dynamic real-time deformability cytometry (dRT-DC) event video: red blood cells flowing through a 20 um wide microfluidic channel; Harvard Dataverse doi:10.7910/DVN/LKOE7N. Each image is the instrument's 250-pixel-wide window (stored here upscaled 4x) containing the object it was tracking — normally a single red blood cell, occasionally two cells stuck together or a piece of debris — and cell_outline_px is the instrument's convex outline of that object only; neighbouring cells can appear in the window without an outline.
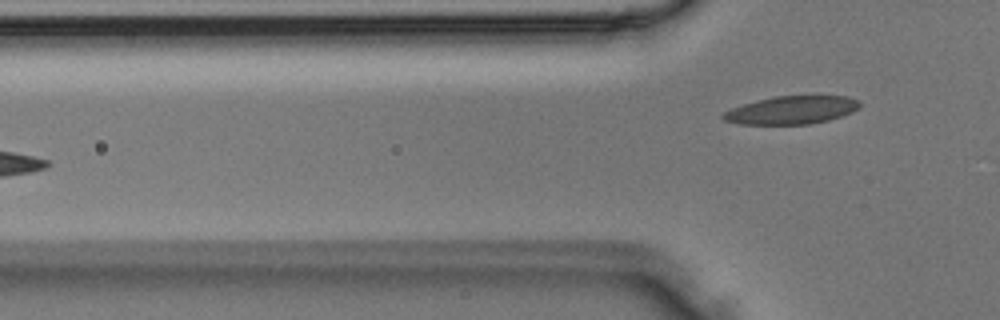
{"species": "Egyptian fruit bat (a non-hibernating species)", "species_latin": "Rousettus aegyptiacus", "temperature_condition": "room temperature", "stored_images_in_passage": 4, "camera_frame_rate_fps": 3000, "um_per_image_px": 0.085, "animal": {"sex": "male"}, "frame": {"image": 1, "passage_image": 4, "time_ms": 1.0, "image_size_px": [1000, 320], "cell_outline_px": [[860, 108], [852, 112], [828, 120], [808, 124], [740, 124], [724, 120], [720, 116], [724, 112], [732, 108], [756, 100], [772, 96], [848, 96], [860, 100]], "centroid_in_image_um": [67.3, 9.35], "position_along_channel_um": 58.5, "area_um2": 22.31}}